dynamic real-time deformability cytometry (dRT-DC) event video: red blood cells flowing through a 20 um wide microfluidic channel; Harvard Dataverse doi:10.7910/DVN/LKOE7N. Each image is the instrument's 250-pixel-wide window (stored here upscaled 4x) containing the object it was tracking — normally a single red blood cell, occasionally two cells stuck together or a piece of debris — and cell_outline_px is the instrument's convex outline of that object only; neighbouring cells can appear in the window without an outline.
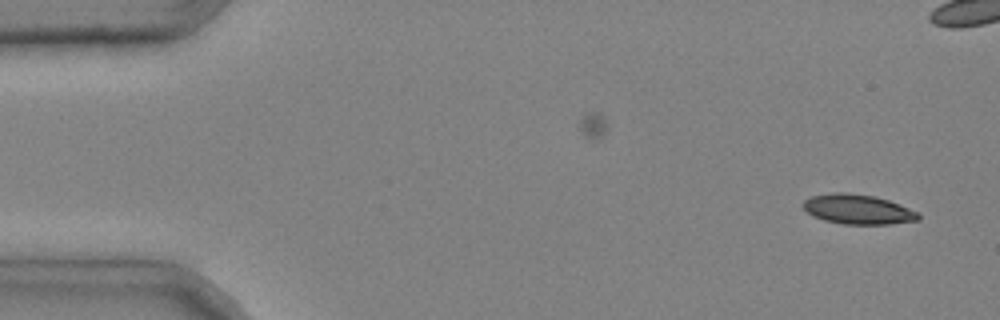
{"species": "common noctule bat (a hibernating species)", "species_latin": "Nyctalus noctula", "temperature_condition": "cold", "stored_images_in_passage": 3, "camera_frame_rate_fps": 3000, "um_per_image_px": 0.085, "animal": {"sex": "male", "body_mass_g": 20.4}, "frame": {"image": 1, "passage_image": 3, "time_ms": 0.667, "image_size_px": [1000, 320], "cell_outline_px": [[920, 220], [888, 224], [844, 224], [824, 220], [812, 216], [800, 204], [804, 200], [812, 196], [832, 192], [848, 192], [872, 196], [888, 200], [920, 212]], "centroid_in_image_um": [72.91, 17.79], "position_along_channel_um": 12.1, "area_um2": 20.06}}